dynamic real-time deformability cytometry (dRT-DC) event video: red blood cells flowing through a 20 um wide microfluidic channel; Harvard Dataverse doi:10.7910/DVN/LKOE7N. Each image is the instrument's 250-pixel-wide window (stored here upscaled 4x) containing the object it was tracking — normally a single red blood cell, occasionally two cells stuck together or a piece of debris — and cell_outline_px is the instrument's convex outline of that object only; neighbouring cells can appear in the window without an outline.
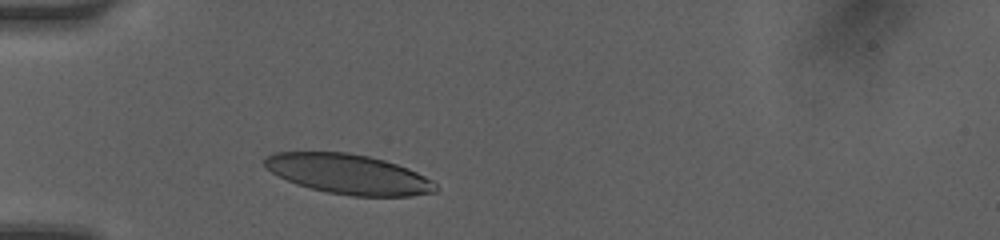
{"species": "human", "species_latin": "Homo sapiens", "temperature_condition": "room temperature", "stored_images_in_passage": 28, "camera_frame_rate_fps": 3000, "um_per_image_px": 0.085, "donor": {"sex": "female"}, "frame": {"image": 1, "passage_image": 1, "time_ms": 0.0, "image_size_px": [1000, 240], "cell_outline_px": [[440, 188], [436, 192], [412, 196], [352, 196], [328, 192], [296, 184], [264, 168], [264, 160], [272, 152], [348, 152], [368, 156], [384, 160], [408, 168], [432, 180]], "centroid_in_image_um": [29.65, 14.8], "position_along_channel_um": 55.4, "area_um2": 39.65}}
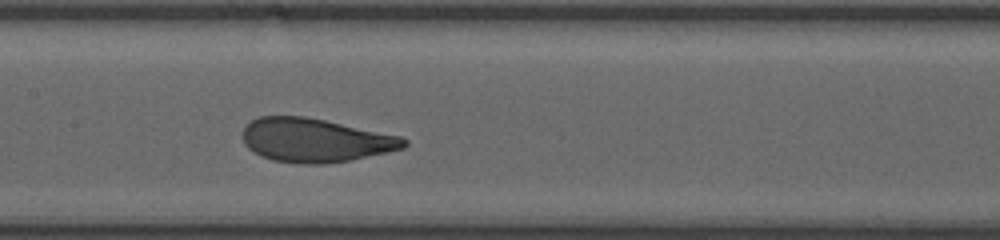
{"frame": {"image": 2, "passage_image": 11, "time_ms": 3.333, "image_size_px": [1000, 240], "cell_outline_px": [[408, 144], [404, 148], [388, 152], [352, 160], [324, 164], [304, 164], [272, 160], [248, 148], [244, 144], [244, 128], [252, 120], [260, 116], [304, 116], [324, 120], [400, 136], [408, 140]], "centroid_in_image_um": [26.83, 11.93], "position_along_channel_um": 180.6, "area_um2": 40.81}}
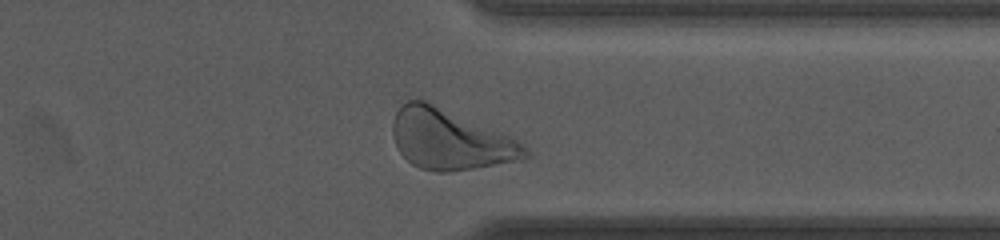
{"frame": {"image": 3, "passage_image": 25, "time_ms": 8.0, "image_size_px": [1000, 240], "cell_outline_px": [[532, 156], [524, 160], [448, 172], [436, 172], [420, 168], [412, 164], [400, 152], [392, 136], [392, 120], [400, 104], [408, 100], [424, 100], [508, 136], [516, 140]], "centroid_in_image_um": [38.21, 11.88], "position_along_channel_um": 373.2, "area_um2": 45.84}, "authors_computed_cell_mechanics": {"area_um2": 41.6449, "velocity_mm_per_s": 4.139, "shape_relaxation_time_tau1_ms": 2.5383, "shape_relaxation_time_tau2_ms": 0.6689, "deformation_change_tau1": 0.1475, "deformation_change_tau2": 0.0668}}